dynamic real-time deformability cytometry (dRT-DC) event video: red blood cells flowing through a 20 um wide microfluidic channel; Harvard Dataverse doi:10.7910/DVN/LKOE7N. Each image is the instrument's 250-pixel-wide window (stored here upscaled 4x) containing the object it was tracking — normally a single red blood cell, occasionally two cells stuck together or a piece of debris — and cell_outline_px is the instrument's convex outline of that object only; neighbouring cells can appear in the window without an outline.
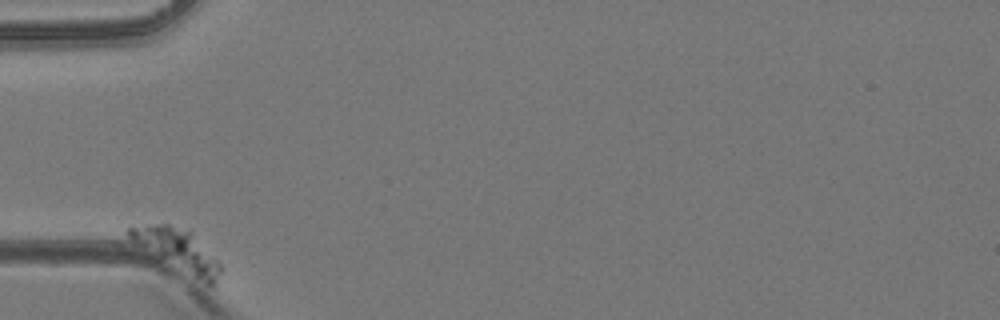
{"species": "common noctule bat (a hibernating species)", "species_latin": "Nyctalus noctula", "temperature_condition": "room temperature", "stored_images_in_passage": 4, "camera_frame_rate_fps": 3000, "um_per_image_px": 0.085, "animal": {"sex": "female", "body_mass_g": 24.6, "forearm_length_mm": 56.2}, "frame": {"image": 1, "passage_image": 1, "time_ms": 0.0, "image_size_px": [1000, 320], "cell_outline_px": [[224, 272], [212, 284], [208, 284], [112, 244], [112, 240], [128, 228], [156, 224], [168, 224], [192, 232], [220, 260], [224, 268]], "centroid_in_image_um": [14.67, 21.28], "position_along_channel_um": 70.3, "area_um2": 26.3}}
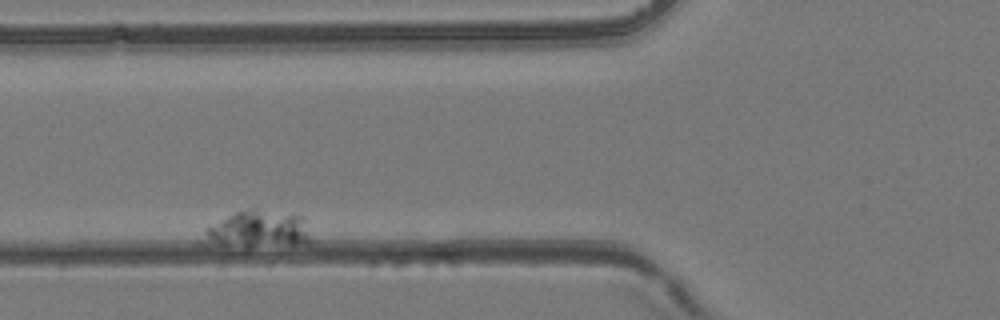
{"frame": {"image": 2, "passage_image": 3, "time_ms": 2.0, "image_size_px": [1000, 320], "cell_outline_px": [[308, 244], [248, 248], [196, 244], [204, 228], [236, 212], [252, 208], [300, 216], [304, 220], [308, 236]], "centroid_in_image_um": [21.75, 19.57], "position_along_channel_um": 104.0, "area_um2": 23.87}}